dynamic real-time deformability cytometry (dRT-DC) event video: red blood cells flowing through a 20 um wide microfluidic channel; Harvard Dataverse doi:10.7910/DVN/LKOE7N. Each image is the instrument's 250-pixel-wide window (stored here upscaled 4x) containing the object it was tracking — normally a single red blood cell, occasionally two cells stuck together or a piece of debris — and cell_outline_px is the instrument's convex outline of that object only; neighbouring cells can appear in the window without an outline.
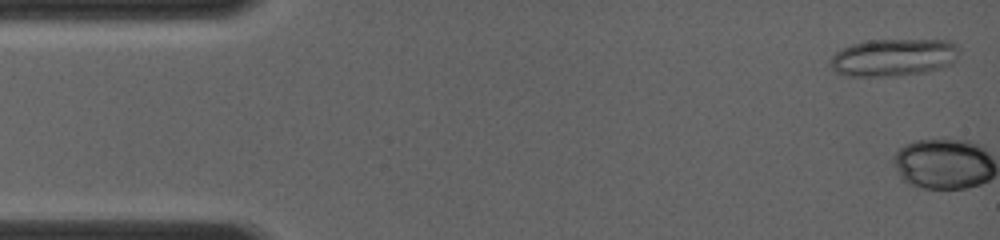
{"species": "common noctule bat (a hibernating species)", "species_latin": "Nyctalus noctula", "temperature_condition": "room temperature", "stored_images_in_passage": 3, "camera_frame_rate_fps": 4000, "um_per_image_px": 0.085, "animal": {"sex": "female", "body_mass_g": 19.0, "forearm_length_mm": 56.7}, "frame": {"image": 1, "passage_image": 2, "time_ms": 0.25, "image_size_px": [1000, 240], "cell_outline_px": [[960, 52], [956, 60], [952, 64], [928, 72], [896, 76], [844, 76], [836, 72], [828, 64], [828, 60], [840, 48], [864, 40], [952, 40], [960, 48]], "centroid_in_image_um": [75.95, 4.88], "position_along_channel_um": 9.0, "area_um2": 28.78}}